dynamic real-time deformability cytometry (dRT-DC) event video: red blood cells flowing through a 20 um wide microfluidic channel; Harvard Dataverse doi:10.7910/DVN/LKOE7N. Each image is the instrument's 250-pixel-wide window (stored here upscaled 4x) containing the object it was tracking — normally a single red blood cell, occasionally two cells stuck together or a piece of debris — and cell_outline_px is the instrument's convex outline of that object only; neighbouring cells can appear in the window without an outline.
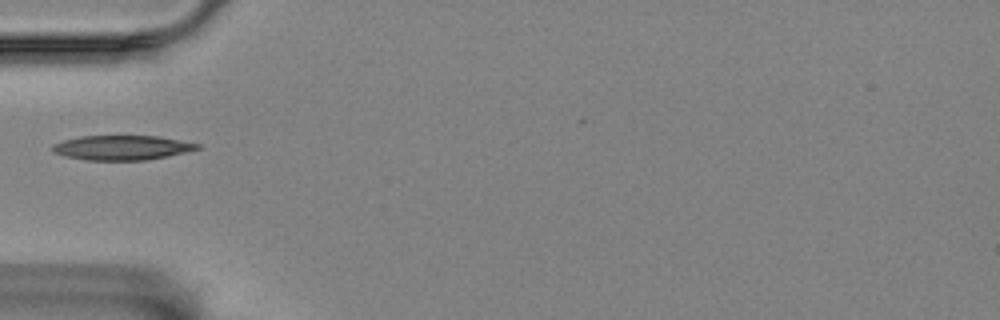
{"species": "Egyptian fruit bat (a non-hibernating species)", "species_latin": "Rousettus aegyptiacus", "temperature_condition": "room temperature", "stored_images_in_passage": 24, "camera_frame_rate_fps": 3000, "um_per_image_px": 0.085, "animal": {"sex": "female"}, "frame": {"image": 1, "passage_image": 1, "time_ms": 0.0, "image_size_px": [1000, 320], "cell_outline_px": [[200, 148], [168, 156], [144, 160], [88, 160], [64, 156], [52, 152], [52, 144], [64, 140], [80, 136], [160, 136], [200, 144]], "centroid_in_image_um": [10.34, 12.55], "position_along_channel_um": 74.7, "area_um2": 20.69}}
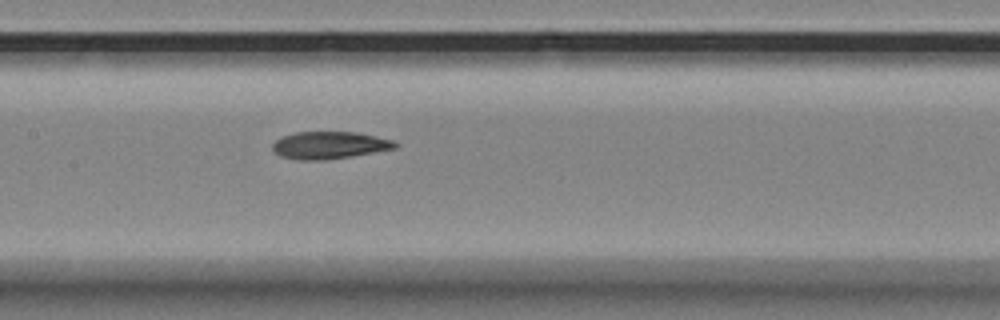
{"frame": {"image": 2, "passage_image": 10, "time_ms": 3.0, "image_size_px": [1000, 320], "cell_outline_px": [[400, 144], [396, 148], [348, 156], [320, 160], [300, 160], [280, 156], [272, 148], [272, 144], [276, 140], [284, 136], [296, 132], [356, 132], [376, 136], [392, 140]], "centroid_in_image_um": [28.0, 12.33], "position_along_channel_um": 179.4, "area_um2": 19.19}}
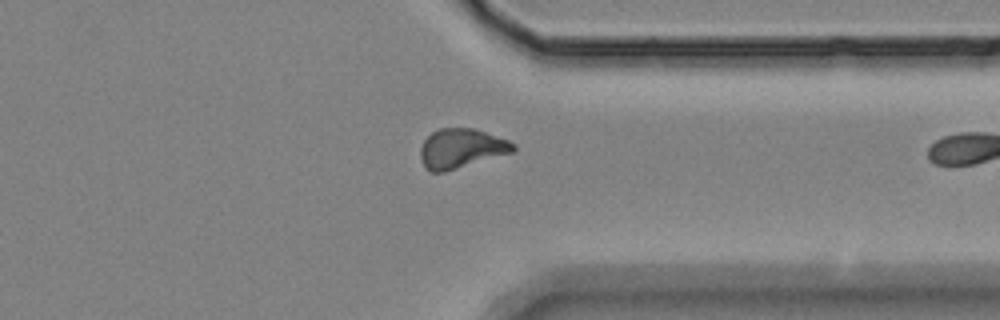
{"frame": {"image": 3, "passage_image": 23, "time_ms": 7.333, "image_size_px": [1000, 320], "cell_outline_px": [[516, 152], [444, 172], [432, 172], [424, 168], [420, 160], [420, 148], [424, 140], [432, 132], [440, 128], [472, 128], [508, 140], [516, 144]], "centroid_in_image_um": [39.21, 12.64], "position_along_channel_um": 372.2, "area_um2": 21.56}}